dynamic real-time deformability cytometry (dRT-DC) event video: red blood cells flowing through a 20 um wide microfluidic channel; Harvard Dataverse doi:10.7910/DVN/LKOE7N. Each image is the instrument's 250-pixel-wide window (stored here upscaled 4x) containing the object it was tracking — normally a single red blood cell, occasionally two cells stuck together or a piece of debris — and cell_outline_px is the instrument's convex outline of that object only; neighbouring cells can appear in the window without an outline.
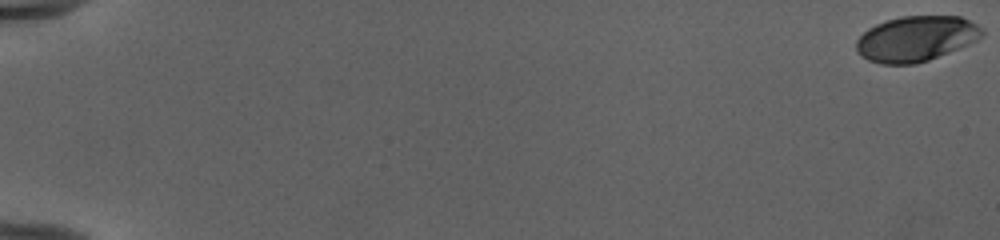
{"species": "human", "species_latin": "Homo sapiens", "temperature_condition": "cold", "stored_images_in_passage": 54, "camera_frame_rate_fps": 3000, "um_per_image_px": 0.085, "donor": {"sex": "female"}, "frame": {"image": 1, "passage_image": 1, "time_ms": 0.0, "image_size_px": [1000, 240], "cell_outline_px": [[984, 32], [976, 40], [968, 44], [928, 60], [916, 64], [880, 64], [868, 60], [860, 56], [856, 52], [856, 40], [868, 28], [876, 24], [900, 16], [960, 16], [984, 28]], "centroid_in_image_um": [77.83, 3.29], "position_along_channel_um": 7.2, "area_um2": 33.18}}
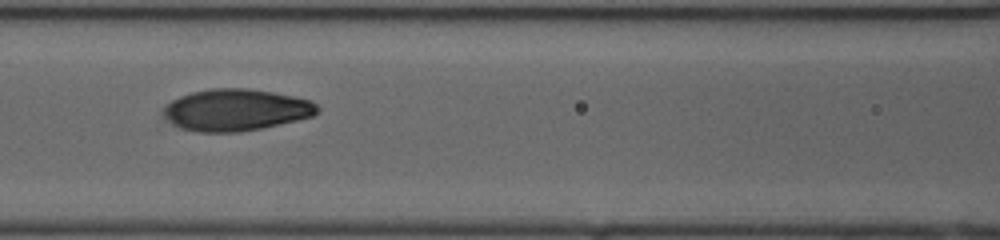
{"frame": {"image": 2, "passage_image": 27, "time_ms": 8.667, "image_size_px": [1000, 240], "cell_outline_px": [[320, 112], [312, 116], [296, 120], [260, 128], [240, 132], [196, 132], [180, 128], [164, 112], [164, 108], [172, 100], [180, 96], [192, 92], [212, 88], [244, 88], [272, 92], [312, 100], [320, 108]], "centroid_in_image_um": [20.11, 9.34], "position_along_channel_um": 146.5, "area_um2": 36.99}}
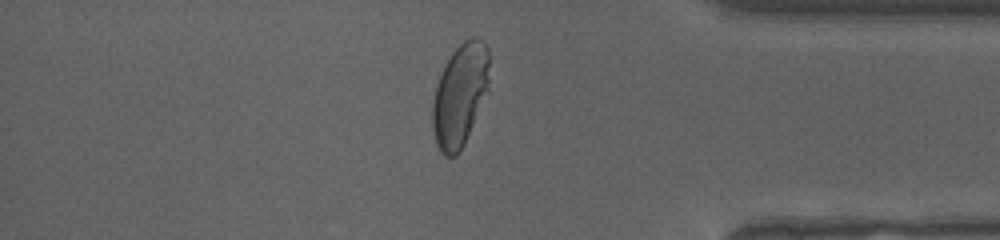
{"frame": {"image": 3, "passage_image": 47, "time_ms": 15.333, "image_size_px": [1000, 240], "cell_outline_px": [[488, 92], [464, 144], [460, 152], [456, 156], [444, 156], [440, 152], [436, 144], [432, 128], [432, 104], [436, 84], [444, 64], [452, 52], [464, 40], [472, 36], [476, 36], [488, 48]], "centroid_in_image_um": [39.08, 8.09], "position_along_channel_um": 396.1, "area_um2": 34.16}, "authors_computed_cell_mechanics": {"area_um2": 35.2291, "velocity_mm_per_s": 3.9829, "shape_relaxation_time_tau1_ms": 4.3409, "shape_relaxation_time_tau2_ms": null, "deformation_change_tau1": 0.2036, "deformation_change_tau2": null}}